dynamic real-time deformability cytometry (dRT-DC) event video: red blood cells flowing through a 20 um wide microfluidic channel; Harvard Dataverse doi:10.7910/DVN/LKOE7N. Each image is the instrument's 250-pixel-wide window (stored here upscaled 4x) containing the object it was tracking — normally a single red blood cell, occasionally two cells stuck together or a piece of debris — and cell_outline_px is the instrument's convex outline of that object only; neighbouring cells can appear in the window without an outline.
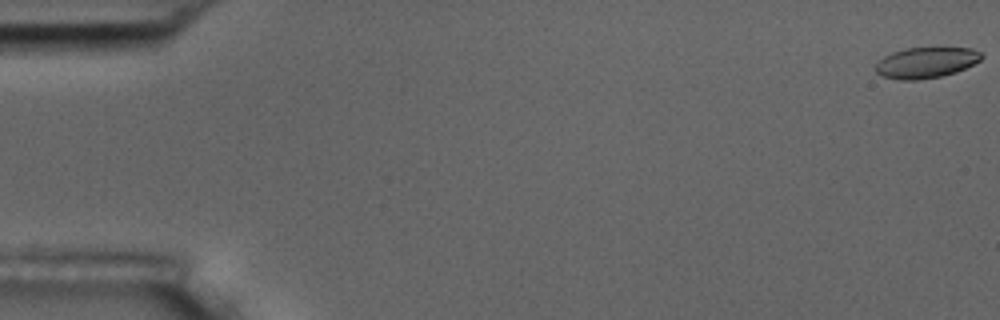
{"species": "common noctule bat (a hibernating species)", "species_latin": "Nyctalus noctula", "temperature_condition": "room temperature", "stored_images_in_passage": 57, "camera_frame_rate_fps": 3000, "um_per_image_px": 0.085, "animal": {"sex": "male", "body_mass_g": 17.5, "forearm_length_mm": 52.3}, "frame": {"image": 1, "passage_image": 1, "time_ms": 0.0, "image_size_px": [1000, 320], "cell_outline_px": [[984, 56], [980, 60], [956, 72], [940, 76], [916, 80], [900, 80], [884, 76], [876, 72], [876, 64], [884, 56], [892, 52], [908, 48], [972, 48], [980, 52]], "centroid_in_image_um": [78.72, 5.32], "position_along_channel_um": 6.3, "area_um2": 18.73}}
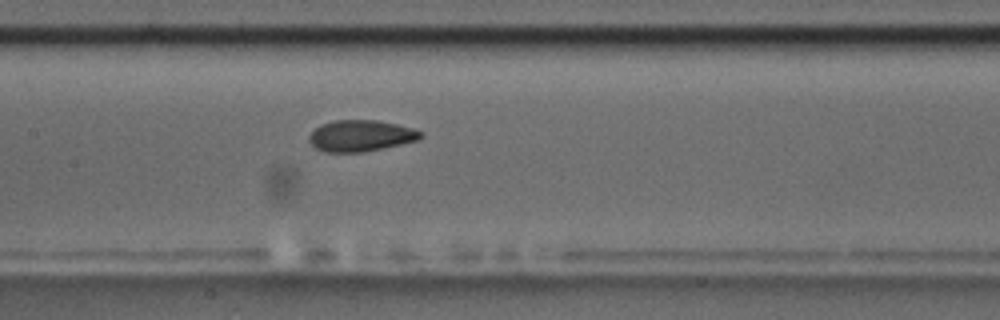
{"frame": {"image": 2, "passage_image": 28, "time_ms": 9.0, "image_size_px": [1000, 320], "cell_outline_px": [[424, 136], [420, 140], [384, 148], [364, 152], [324, 152], [316, 148], [308, 140], [308, 136], [320, 124], [336, 120], [376, 120], [396, 124], [412, 128], [424, 132]], "centroid_in_image_um": [30.7, 11.54], "position_along_channel_um": 176.7, "area_um2": 20.52}}
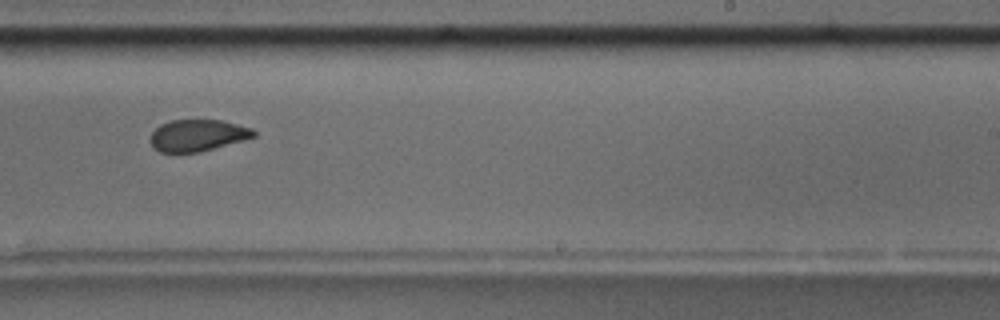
{"frame": {"image": 3, "passage_image": 36, "time_ms": 11.667, "image_size_px": [1000, 320], "cell_outline_px": [[256, 136], [244, 140], [200, 152], [160, 152], [152, 148], [148, 140], [152, 132], [160, 124], [172, 120], [220, 120], [252, 128], [256, 132]], "centroid_in_image_um": [16.76, 11.51], "position_along_channel_um": 272.2, "area_um2": 19.19}, "authors_computed_cell_mechanics": {"area_um2": 20.4612, "velocity_mm_per_s": 3.5954, "shape_relaxation_time_tau1_ms": 10.1141, "shape_relaxation_time_tau2_ms": 1.2906, "deformation_change_tau1": 0.1876, "deformation_change_tau2": 0.0591}}